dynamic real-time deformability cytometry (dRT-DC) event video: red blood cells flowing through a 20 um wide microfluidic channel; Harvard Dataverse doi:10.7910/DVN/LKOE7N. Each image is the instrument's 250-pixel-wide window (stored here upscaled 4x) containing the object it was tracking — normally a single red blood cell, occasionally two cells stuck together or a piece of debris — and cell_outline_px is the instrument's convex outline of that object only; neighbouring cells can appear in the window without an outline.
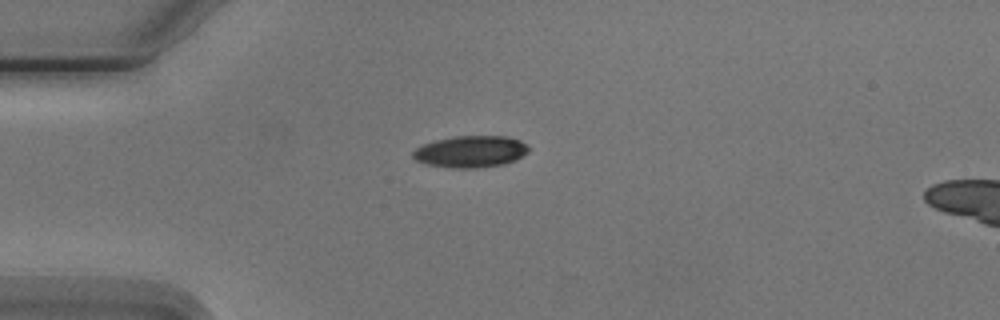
{"species": "Egyptian fruit bat (a non-hibernating species)", "species_latin": "Rousettus aegyptiacus", "temperature_condition": "cold", "stored_images_in_passage": 3, "camera_frame_rate_fps": 3000, "um_per_image_px": 0.085, "animal": {"sex": "male"}, "frame": {"image": 1, "passage_image": 1, "time_ms": 0.0, "image_size_px": [1000, 320], "cell_outline_px": [[528, 152], [504, 164], [476, 168], [452, 168], [428, 164], [416, 160], [412, 156], [412, 152], [416, 148], [424, 144], [436, 140], [456, 136], [508, 136], [520, 140], [528, 148]], "centroid_in_image_um": [39.98, 12.88], "position_along_channel_um": 45.0, "area_um2": 21.1}}
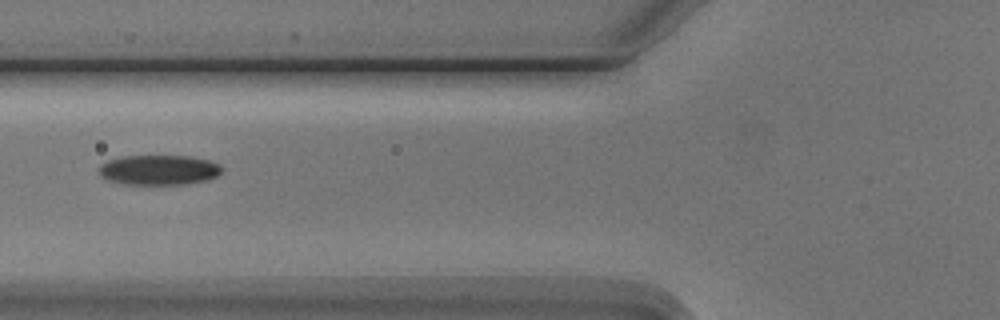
{"frame": {"image": 2, "passage_image": 3, "time_ms": 2.333, "image_size_px": [1000, 320], "cell_outline_px": [[220, 172], [216, 176], [208, 180], [184, 184], [124, 184], [108, 180], [100, 176], [100, 164], [108, 160], [124, 156], [192, 156], [208, 160], [220, 164]], "centroid_in_image_um": [13.49, 14.44], "position_along_channel_um": 112.3, "area_um2": 21.39}}